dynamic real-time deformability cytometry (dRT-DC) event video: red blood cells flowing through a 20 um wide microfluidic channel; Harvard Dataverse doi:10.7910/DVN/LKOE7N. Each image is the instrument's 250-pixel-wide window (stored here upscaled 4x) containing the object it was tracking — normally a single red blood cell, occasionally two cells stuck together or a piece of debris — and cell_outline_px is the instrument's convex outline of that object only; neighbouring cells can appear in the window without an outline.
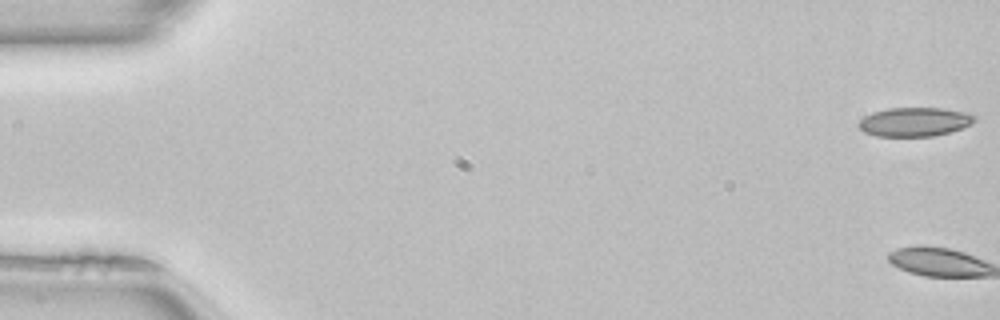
{"species": "common noctule bat (a hibernating species)", "species_latin": "Nyctalus noctula", "temperature_condition": "room temperature", "stored_images_in_passage": 3, "camera_frame_rate_fps": 3000, "um_per_image_px": 0.085, "animal": {"sex": "female", "body_mass_g": 22.7, "forearm_length_mm": 54.2}, "frame": {"image": 1, "passage_image": 1, "time_ms": 0.0, "image_size_px": [1000, 320], "cell_outline_px": [[976, 120], [972, 124], [936, 136], [876, 136], [864, 132], [856, 124], [864, 116], [872, 112], [888, 108], [944, 108], [968, 112], [976, 116]], "centroid_in_image_um": [77.74, 10.35], "position_along_channel_um": 7.3, "area_um2": 19.71}}